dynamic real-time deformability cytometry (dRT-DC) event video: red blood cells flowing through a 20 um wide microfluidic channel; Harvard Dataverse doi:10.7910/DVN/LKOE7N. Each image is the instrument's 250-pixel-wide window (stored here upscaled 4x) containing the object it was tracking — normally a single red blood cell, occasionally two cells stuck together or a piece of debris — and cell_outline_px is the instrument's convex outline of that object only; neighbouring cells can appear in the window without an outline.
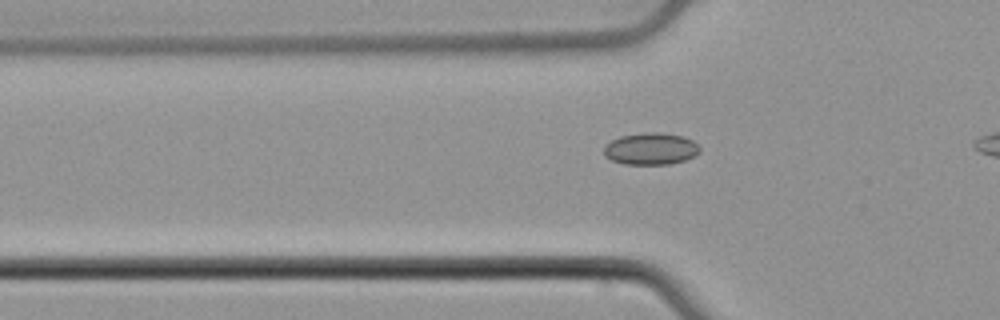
{"species": "common noctule bat (a hibernating species)", "species_latin": "Nyctalus noctula", "temperature_condition": "cold", "stored_images_in_passage": 39, "camera_frame_rate_fps": 3000, "um_per_image_px": 0.085, "animal": {"sex": "male", "body_mass_g": 21.5, "forearm_length_mm": 52.0}, "frame": {"image": 1, "passage_image": 13, "time_ms": 4.0, "image_size_px": [1000, 320], "cell_outline_px": [[700, 152], [684, 160], [668, 164], [624, 164], [612, 160], [604, 156], [604, 144], [620, 136], [648, 132], [660, 132], [684, 136], [692, 140], [700, 148]], "centroid_in_image_um": [55.29, 12.64], "position_along_channel_um": 70.5, "area_um2": 17.8}}
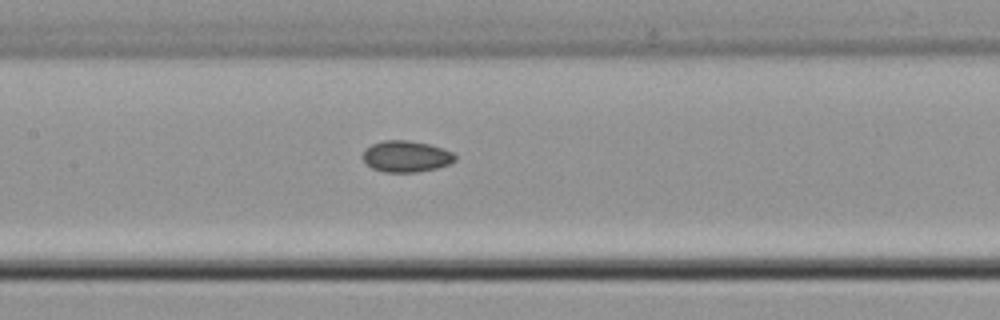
{"frame": {"image": 2, "passage_image": 21, "time_ms": 6.667, "image_size_px": [1000, 320], "cell_outline_px": [[456, 160], [448, 164], [436, 168], [416, 172], [384, 172], [372, 168], [360, 156], [364, 148], [372, 144], [384, 140], [408, 140], [428, 144], [444, 148], [452, 152], [456, 156]], "centroid_in_image_um": [34.49, 13.28], "position_along_channel_um": 172.9, "area_um2": 16.94}}
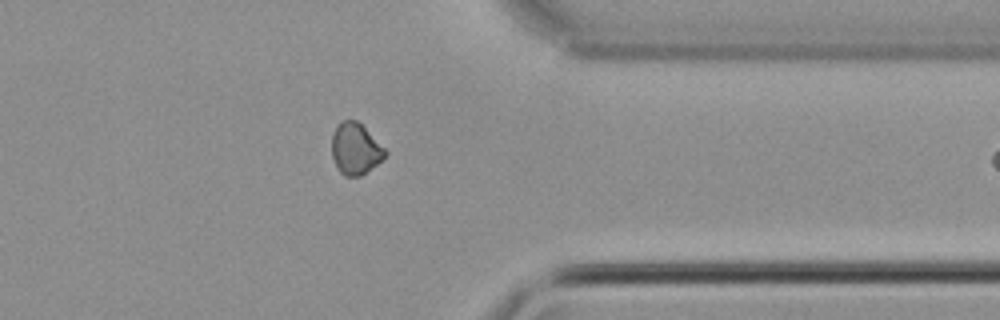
{"frame": {"image": 3, "passage_image": 38, "time_ms": 12.333, "image_size_px": [1000, 320], "cell_outline_px": [[388, 152], [376, 164], [360, 176], [344, 176], [340, 172], [332, 156], [332, 132], [336, 124], [344, 120], [356, 120]], "centroid_in_image_um": [30.16, 12.64], "position_along_channel_um": 381.2, "area_um2": 15.61}}